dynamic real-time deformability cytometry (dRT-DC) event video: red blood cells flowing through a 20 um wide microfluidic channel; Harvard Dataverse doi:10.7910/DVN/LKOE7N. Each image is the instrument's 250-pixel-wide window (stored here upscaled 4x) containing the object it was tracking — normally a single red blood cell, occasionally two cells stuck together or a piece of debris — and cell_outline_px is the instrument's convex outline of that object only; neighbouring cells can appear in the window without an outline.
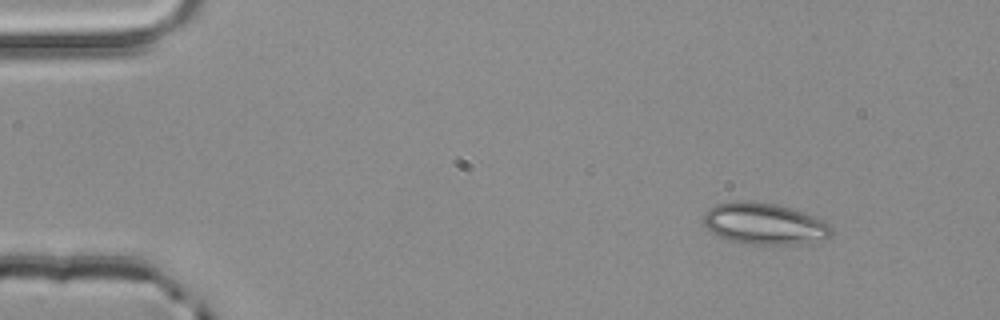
{"species": "common noctule bat (a hibernating species)", "species_latin": "Nyctalus noctula", "temperature_condition": "room temperature", "stored_images_in_passage": 2, "camera_frame_rate_fps": 3000, "um_per_image_px": 0.085, "animal": {"sex": "male", "body_mass_g": 20.4}, "frame": {"image": 1, "passage_image": 2, "time_ms": 0.333, "image_size_px": [1000, 320], "cell_outline_px": [[832, 232], [828, 236], [788, 244], [752, 244], [728, 240], [712, 232], [704, 224], [704, 212], [708, 208], [716, 204], [736, 200], [748, 200], [776, 204], [824, 220], [832, 224]], "centroid_in_image_um": [64.89, 18.98], "position_along_channel_um": 20.1, "area_um2": 30.29}}